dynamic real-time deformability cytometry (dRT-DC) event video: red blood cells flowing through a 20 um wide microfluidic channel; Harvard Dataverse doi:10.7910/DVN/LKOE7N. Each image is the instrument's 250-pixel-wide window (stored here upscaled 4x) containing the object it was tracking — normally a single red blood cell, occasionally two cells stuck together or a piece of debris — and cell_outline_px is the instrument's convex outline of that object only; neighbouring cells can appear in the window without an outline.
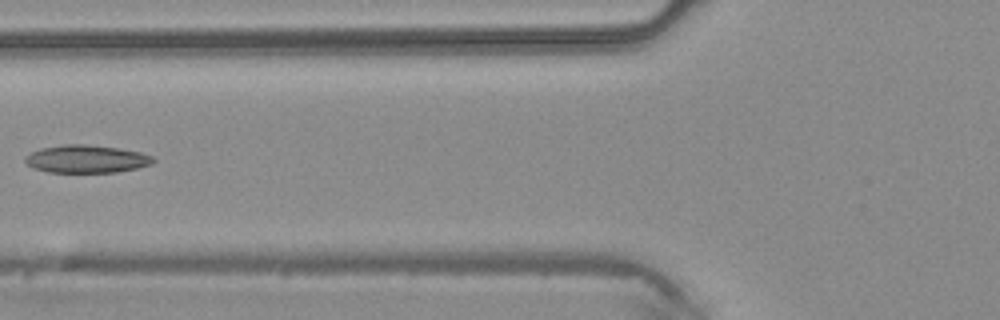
{"species": "common noctule bat (a hibernating species)", "species_latin": "Nyctalus noctula", "temperature_condition": "warm", "stored_images_in_passage": 6, "camera_frame_rate_fps": 3000, "um_per_image_px": 0.085, "animal": {"sex": "male", "body_mass_g": 20.4}, "frame": {"image": 1, "passage_image": 6, "time_ms": 1.667, "image_size_px": [1000, 320], "cell_outline_px": [[156, 160], [152, 164], [136, 168], [116, 172], [48, 172], [32, 168], [24, 160], [32, 152], [40, 148], [64, 144], [84, 144], [116, 148], [140, 152], [152, 156]], "centroid_in_image_um": [7.35, 13.51], "position_along_channel_um": 118.5, "area_um2": 20.58}}